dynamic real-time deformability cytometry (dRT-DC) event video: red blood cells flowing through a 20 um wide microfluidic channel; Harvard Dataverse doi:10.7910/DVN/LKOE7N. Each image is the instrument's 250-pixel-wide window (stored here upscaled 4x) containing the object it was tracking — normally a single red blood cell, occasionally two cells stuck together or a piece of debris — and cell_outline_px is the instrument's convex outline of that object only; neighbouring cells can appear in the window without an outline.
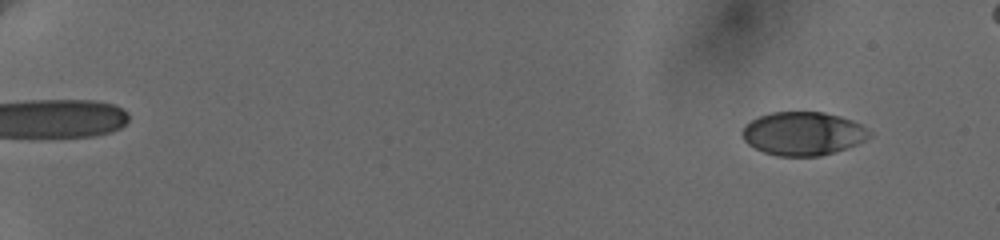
{"species": "human", "species_latin": "Homo sapiens", "temperature_condition": "cold", "stored_images_in_passage": 51, "camera_frame_rate_fps": 3000, "um_per_image_px": 0.085, "donor": {"sex": "female"}, "frame": {"image": 1, "passage_image": 5, "time_ms": 1.333, "image_size_px": [1000, 240], "cell_outline_px": [[872, 136], [856, 144], [836, 152], [820, 156], [776, 156], [764, 152], [748, 144], [744, 140], [740, 132], [752, 120], [760, 116], [772, 112], [824, 112], [840, 116], [852, 120], [860, 124], [872, 132]], "centroid_in_image_um": [68.27, 11.36], "position_along_channel_um": 16.7, "area_um2": 32.19}}
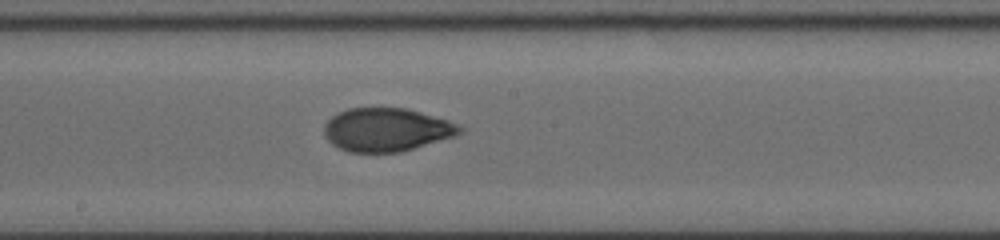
{"frame": {"image": 2, "passage_image": 31, "time_ms": 11.667, "image_size_px": [1000, 240], "cell_outline_px": [[464, 128], [460, 132], [452, 136], [400, 152], [348, 152], [332, 144], [328, 140], [324, 132], [324, 124], [332, 116], [348, 108], [408, 108], [448, 120]], "centroid_in_image_um": [32.82, 11.01], "position_along_channel_um": 215.4, "area_um2": 33.87}}
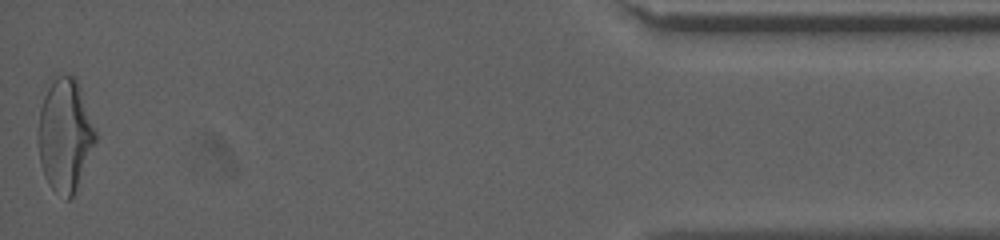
{"frame": {"image": 3, "passage_image": 51, "time_ms": 19.333, "image_size_px": [1000, 240], "cell_outline_px": [[96, 140], [76, 188], [72, 196], [68, 200], [52, 188], [48, 184], [44, 176], [40, 160], [36, 140], [36, 132], [40, 108], [48, 76], [72, 76], [80, 84], [96, 132]], "centroid_in_image_um": [5.47, 11.4], "position_along_channel_um": 429.7, "area_um2": 38.09}, "authors_computed_cell_mechanics": {"area_um2": 33.9864, "velocity_mm_per_s": 3.6594, "shape_relaxation_time_tau1_ms": 6.1877, "shape_relaxation_time_tau2_ms": 1.5286, "deformation_change_tau1": 0.1894, "deformation_change_tau2": 0.062}}